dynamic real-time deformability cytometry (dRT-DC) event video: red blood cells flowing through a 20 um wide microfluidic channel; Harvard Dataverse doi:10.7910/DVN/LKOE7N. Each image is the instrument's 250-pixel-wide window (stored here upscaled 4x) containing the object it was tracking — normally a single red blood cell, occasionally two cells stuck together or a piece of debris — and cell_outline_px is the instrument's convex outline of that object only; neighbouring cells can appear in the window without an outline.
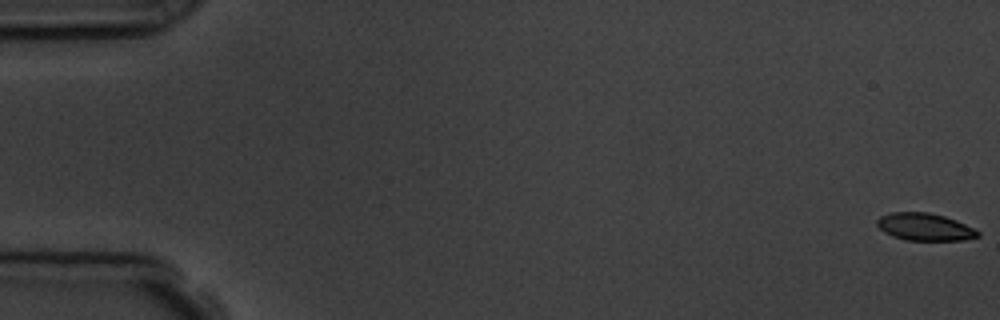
{"species": "common noctule bat (a hibernating species)", "species_latin": "Nyctalus noctula", "temperature_condition": "room temperature", "stored_images_in_passage": 12, "camera_frame_rate_fps": 3000, "um_per_image_px": 0.085, "animal": {"sex": "male", "body_mass_g": 19.5, "forearm_length_mm": 54.6}, "frame": {"image": 1, "passage_image": 1, "time_ms": 0.0, "image_size_px": [1000, 320], "cell_outline_px": [[980, 236], [964, 240], [908, 240], [892, 236], [884, 232], [876, 224], [876, 220], [880, 216], [892, 212], [928, 212], [944, 216], [956, 220], [980, 232]], "centroid_in_image_um": [78.59, 19.28], "position_along_channel_um": 6.4, "area_um2": 16.01}}
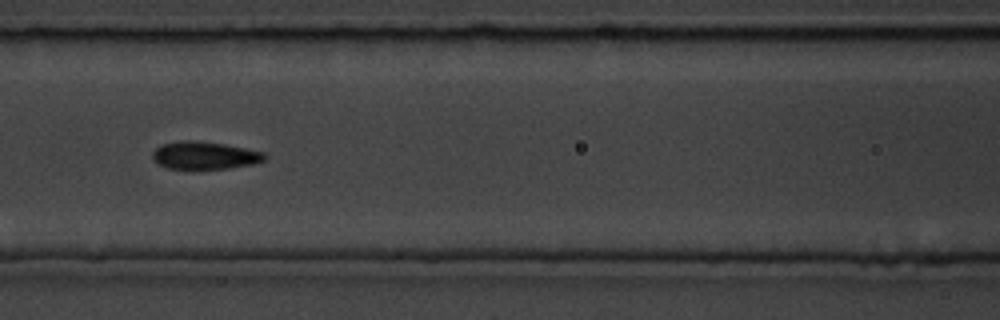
{"frame": {"image": 2, "passage_image": 8, "time_ms": 8.0, "image_size_px": [1000, 320], "cell_outline_px": [[268, 156], [264, 160], [252, 164], [228, 168], [192, 172], [188, 172], [168, 168], [152, 160], [152, 152], [156, 148], [164, 144], [184, 140], [192, 140], [224, 144], [264, 152]], "centroid_in_image_um": [17.36, 13.26], "position_along_channel_um": 149.2, "area_um2": 18.67}}
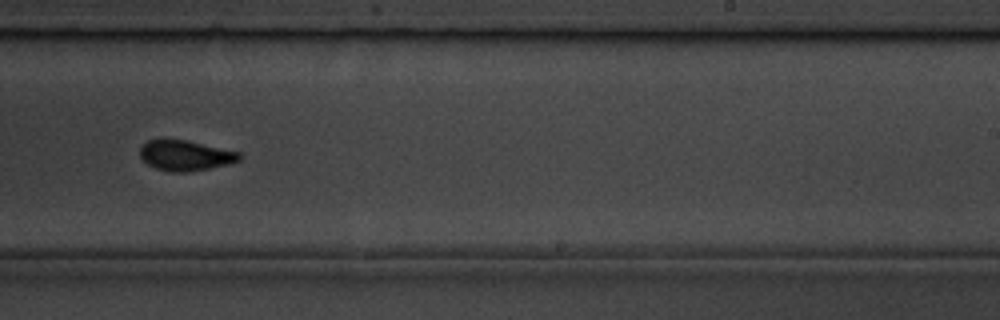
{"frame": {"image": 3, "passage_image": 11, "time_ms": 11.333, "image_size_px": [1000, 320], "cell_outline_px": [[240, 160], [228, 164], [188, 172], [168, 172], [156, 168], [148, 164], [140, 156], [140, 148], [148, 140], [188, 140], [240, 152]], "centroid_in_image_um": [15.76, 13.22], "position_along_channel_um": 273.2, "area_um2": 17.4}}